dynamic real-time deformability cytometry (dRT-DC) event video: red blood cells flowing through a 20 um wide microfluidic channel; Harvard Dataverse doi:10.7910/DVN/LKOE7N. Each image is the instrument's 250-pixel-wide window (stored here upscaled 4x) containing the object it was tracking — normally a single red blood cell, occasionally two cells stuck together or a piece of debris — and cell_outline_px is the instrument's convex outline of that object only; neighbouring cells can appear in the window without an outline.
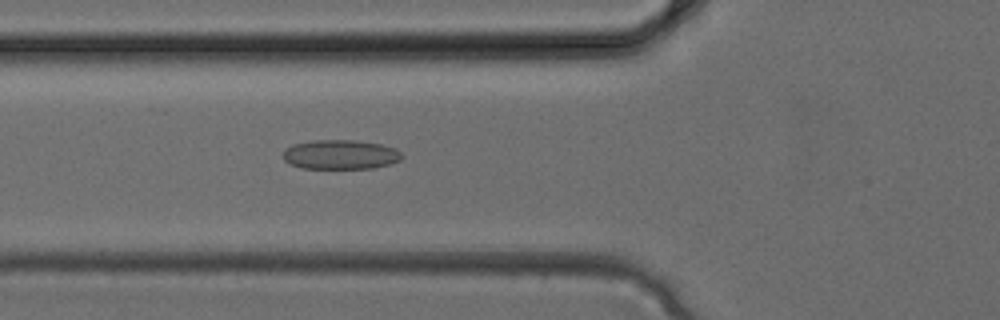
{"species": "common noctule bat (a hibernating species)", "species_latin": "Nyctalus noctula", "temperature_condition": "cold", "stored_images_in_passage": 34, "camera_frame_rate_fps": 3000, "um_per_image_px": 0.085, "animal": {"sex": "female", "body_mass_g": 24.6, "forearm_length_mm": 56.2}, "frame": {"image": 1, "passage_image": 12, "time_ms": 3.667, "image_size_px": [1000, 320], "cell_outline_px": [[404, 156], [400, 160], [388, 164], [372, 168], [300, 168], [284, 160], [284, 148], [292, 144], [312, 140], [356, 140], [380, 144], [396, 148]], "centroid_in_image_um": [28.93, 13.12], "position_along_channel_um": 96.9, "area_um2": 20.4}}
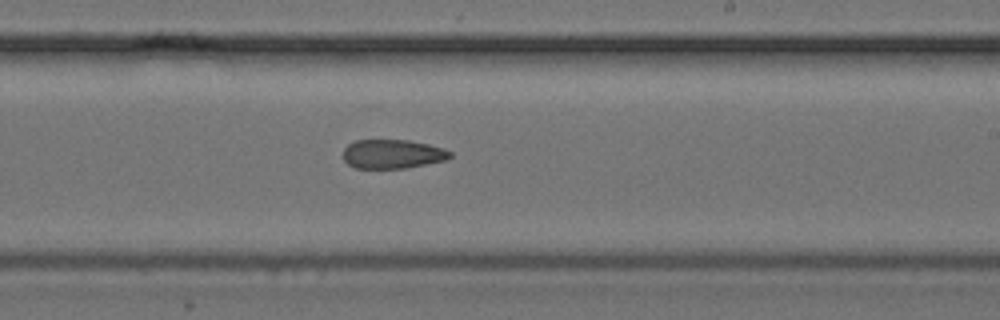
{"frame": {"image": 2, "passage_image": 20, "time_ms": 6.333, "image_size_px": [1000, 320], "cell_outline_px": [[452, 156], [448, 160], [408, 168], [356, 168], [348, 164], [344, 160], [344, 148], [348, 144], [356, 140], [408, 140], [428, 144], [444, 148], [452, 152]], "centroid_in_image_um": [33.41, 13.09], "position_along_channel_um": 255.6, "area_um2": 18.26}}
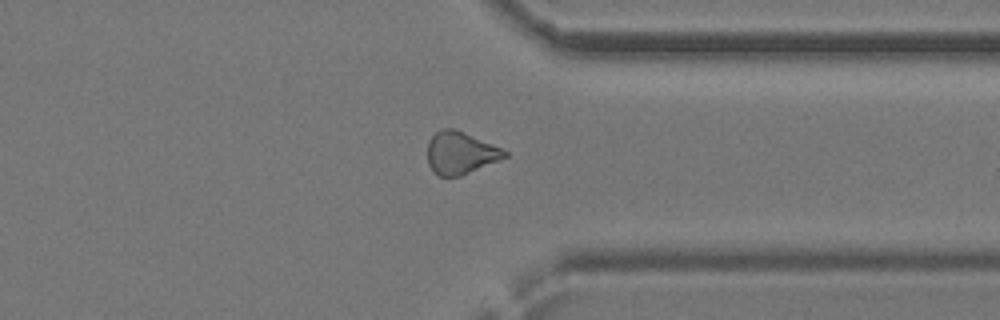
{"frame": {"image": 3, "passage_image": 26, "time_ms": 8.333, "image_size_px": [1000, 320], "cell_outline_px": [[508, 156], [500, 160], [460, 176], [440, 176], [428, 164], [428, 140], [440, 128], [456, 128], [504, 148], [508, 152]], "centroid_in_image_um": [39.18, 12.96], "position_along_channel_um": 372.2, "area_um2": 19.25}}